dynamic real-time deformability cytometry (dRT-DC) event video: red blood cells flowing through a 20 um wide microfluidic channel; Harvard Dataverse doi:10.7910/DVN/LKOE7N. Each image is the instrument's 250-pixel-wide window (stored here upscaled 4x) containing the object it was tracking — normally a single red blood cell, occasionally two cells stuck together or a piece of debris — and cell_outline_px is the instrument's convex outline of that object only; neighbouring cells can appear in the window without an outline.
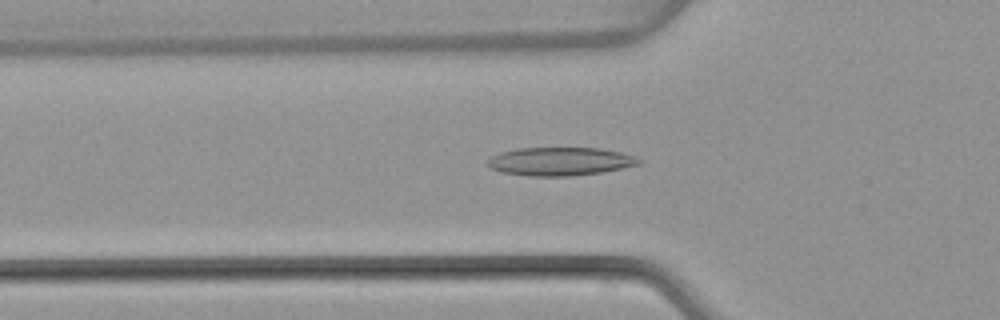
{"species": "common noctule bat (a hibernating species)", "species_latin": "Nyctalus noctula", "temperature_condition": "warm", "stored_images_in_passage": 50, "camera_frame_rate_fps": 3000, "um_per_image_px": 0.085, "animal": {"sex": "female", "body_mass_g": 22.7, "forearm_length_mm": 54.2}, "frame": {"image": 1, "passage_image": 17, "time_ms": 5.333, "image_size_px": [1000, 320], "cell_outline_px": [[644, 160], [640, 164], [600, 172], [568, 176], [528, 176], [500, 172], [492, 168], [488, 164], [488, 160], [492, 156], [500, 152], [516, 148], [600, 148], [620, 152], [636, 156]], "centroid_in_image_um": [47.62, 13.71], "position_along_channel_um": 78.2, "area_um2": 24.91}}
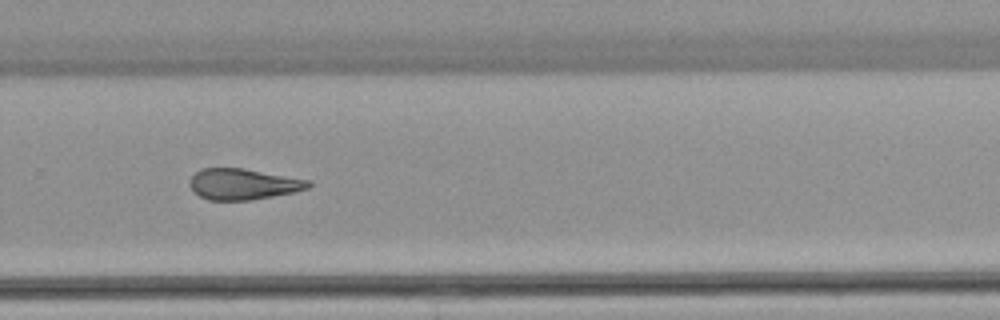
{"frame": {"image": 2, "passage_image": 34, "time_ms": 11.0, "image_size_px": [1000, 320], "cell_outline_px": [[312, 184], [308, 188], [292, 192], [252, 200], [208, 200], [200, 196], [192, 188], [192, 176], [200, 168], [244, 168], [312, 180]], "centroid_in_image_um": [20.72, 15.64], "position_along_channel_um": 309.1, "area_um2": 21.27}}
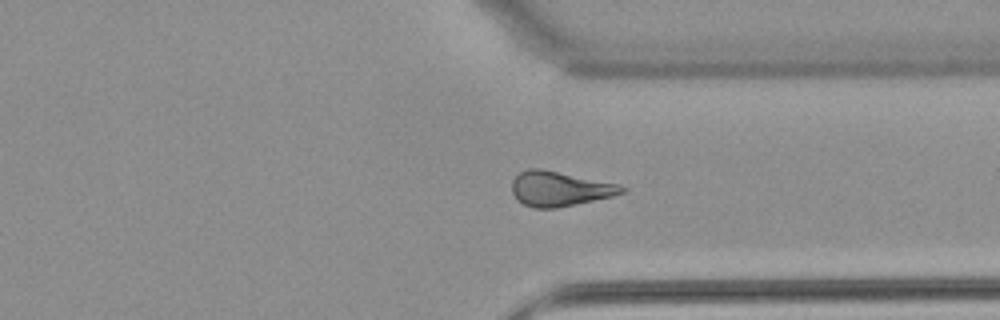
{"frame": {"image": 3, "passage_image": 38, "time_ms": 12.333, "image_size_px": [1000, 320], "cell_outline_px": [[628, 188], [624, 192], [612, 196], [576, 204], [556, 208], [532, 208], [516, 200], [512, 192], [512, 180], [520, 172], [528, 168], [540, 168], [620, 184]], "centroid_in_image_um": [47.56, 16.04], "position_along_channel_um": 363.8, "area_um2": 22.37}, "authors_computed_cell_mechanics": {"area_um2": 22.9466, "velocity_mm_per_s": 4.0695, "shape_relaxation_time_tau1_ms": null, "shape_relaxation_time_tau2_ms": 6.6817, "deformation_change_tau1": null, "deformation_change_tau2": 0.1776}}